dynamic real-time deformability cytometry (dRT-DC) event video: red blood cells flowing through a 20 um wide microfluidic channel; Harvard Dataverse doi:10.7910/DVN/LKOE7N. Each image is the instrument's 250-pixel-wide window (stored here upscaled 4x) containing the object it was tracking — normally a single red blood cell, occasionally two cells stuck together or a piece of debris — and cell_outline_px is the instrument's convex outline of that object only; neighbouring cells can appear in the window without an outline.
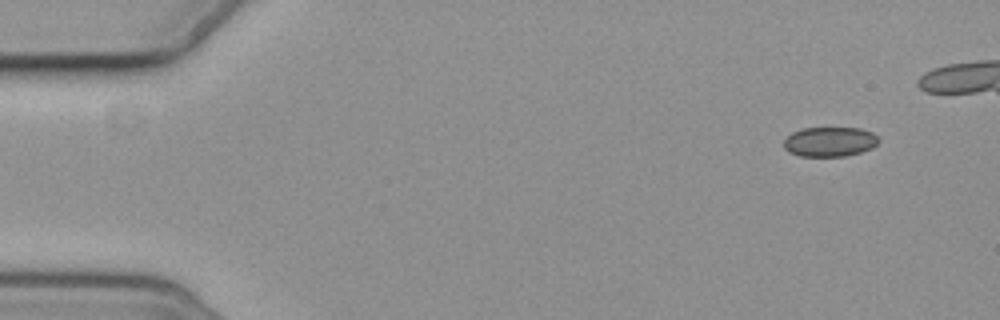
{"species": "common noctule bat (a hibernating species)", "species_latin": "Nyctalus noctula", "temperature_condition": "cold", "stored_images_in_passage": 4, "camera_frame_rate_fps": 3000, "um_per_image_px": 0.085, "animal": {"sex": "female", "body_mass_g": 19.3, "forearm_length_mm": 54.1}, "frame": {"image": 1, "passage_image": 1, "time_ms": 0.0, "image_size_px": [1000, 320], "cell_outline_px": [[880, 140], [872, 148], [860, 152], [844, 156], [800, 156], [788, 152], [784, 148], [784, 140], [792, 132], [804, 128], [860, 128], [872, 132]], "centroid_in_image_um": [70.52, 12.05], "position_along_channel_um": 14.5, "area_um2": 16.36}}